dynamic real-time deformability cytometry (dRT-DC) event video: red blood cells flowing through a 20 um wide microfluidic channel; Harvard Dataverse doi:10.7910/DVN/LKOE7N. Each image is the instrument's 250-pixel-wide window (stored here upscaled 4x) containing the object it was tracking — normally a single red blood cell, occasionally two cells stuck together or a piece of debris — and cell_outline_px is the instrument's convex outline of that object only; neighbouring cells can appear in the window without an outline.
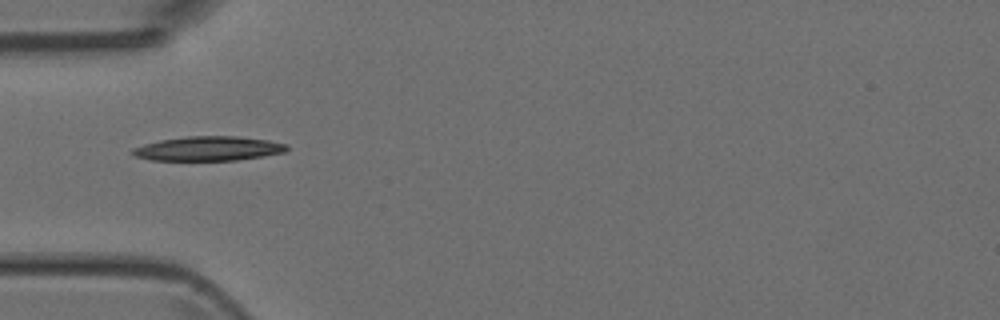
{"species": "Egyptian fruit bat (a non-hibernating species)", "species_latin": "Rousettus aegyptiacus", "temperature_condition": "room temperature", "stored_images_in_passage": 5, "camera_frame_rate_fps": 3000, "um_per_image_px": 0.085, "animal": {"sex": "female"}, "frame": {"image": 1, "passage_image": 3, "time_ms": 3.0, "image_size_px": [1000, 320], "cell_outline_px": [[288, 148], [284, 152], [264, 156], [236, 160], [152, 160], [136, 156], [128, 152], [132, 148], [144, 144], [160, 140], [188, 136], [236, 136], [268, 140], [288, 144]], "centroid_in_image_um": [17.7, 12.62], "position_along_channel_um": 67.3, "area_um2": 21.91}}
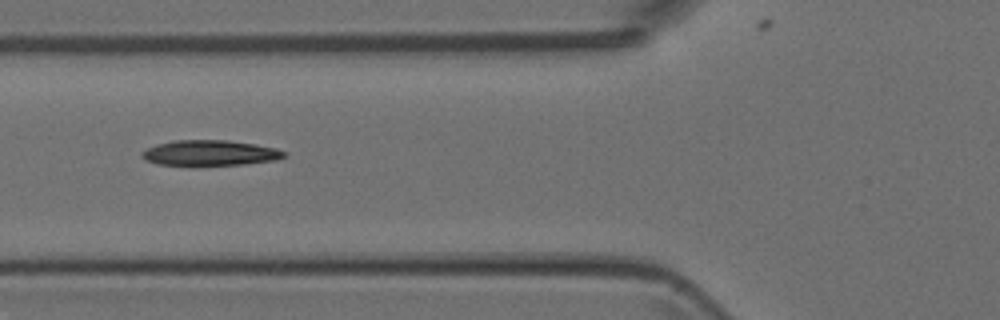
{"frame": {"image": 2, "passage_image": 4, "time_ms": 4.0, "image_size_px": [1000, 320], "cell_outline_px": [[284, 156], [276, 160], [240, 164], [156, 164], [144, 160], [140, 156], [140, 152], [148, 148], [172, 140], [228, 140], [256, 144], [276, 148], [284, 152]], "centroid_in_image_um": [17.81, 12.98], "position_along_channel_um": 108.0, "area_um2": 20.63}}